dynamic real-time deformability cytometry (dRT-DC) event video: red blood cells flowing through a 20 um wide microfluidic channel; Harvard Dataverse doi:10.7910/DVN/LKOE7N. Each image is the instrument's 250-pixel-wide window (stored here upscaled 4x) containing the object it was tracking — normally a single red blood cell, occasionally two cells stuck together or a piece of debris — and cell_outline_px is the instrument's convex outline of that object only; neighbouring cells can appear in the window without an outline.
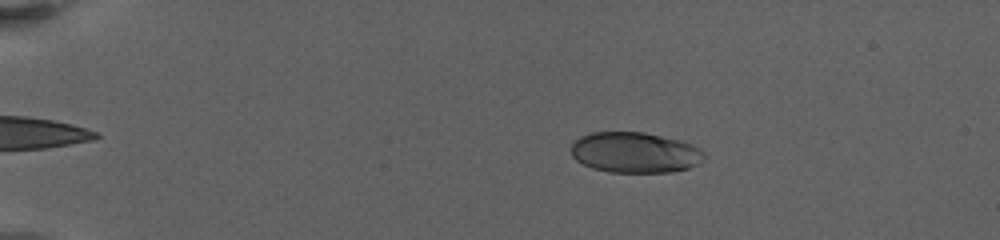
{"species": "human", "species_latin": "Homo sapiens", "temperature_condition": "warm", "stored_images_in_passage": 89, "camera_frame_rate_fps": 3000, "um_per_image_px": 0.085, "donor": {"sex": "female"}, "frame": {"image": 1, "passage_image": 27, "time_ms": 4.667, "image_size_px": [1000, 240], "cell_outline_px": [[704, 156], [696, 164], [688, 168], [672, 172], [612, 172], [592, 168], [576, 160], [572, 156], [572, 144], [580, 136], [592, 132], [644, 132], [680, 140], [692, 144], [700, 148]], "centroid_in_image_um": [53.95, 12.95], "position_along_channel_um": 31.0, "area_um2": 31.33}}
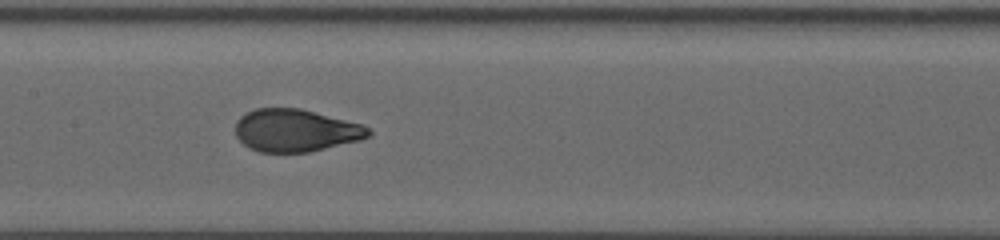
{"frame": {"image": 2, "passage_image": 67, "time_ms": 12.333, "image_size_px": [1000, 240], "cell_outline_px": [[372, 132], [368, 136], [360, 140], [308, 152], [260, 152], [244, 144], [236, 136], [236, 120], [244, 112], [256, 108], [300, 108], [360, 124], [368, 128]], "centroid_in_image_um": [25.09, 11.08], "position_along_channel_um": 182.3, "area_um2": 32.71}}
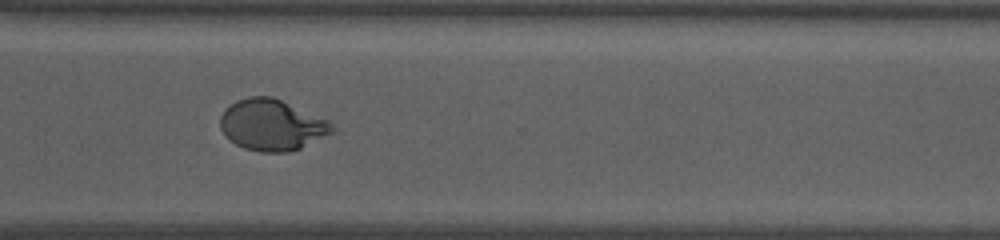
{"frame": {"image": 3, "passage_image": 88, "time_ms": 17.667, "image_size_px": [1000, 240], "cell_outline_px": [[332, 132], [300, 148], [288, 152], [260, 152], [244, 148], [236, 144], [224, 136], [220, 128], [220, 116], [236, 100], [248, 96], [272, 96], [332, 120]], "centroid_in_image_um": [23.11, 10.61], "position_along_channel_um": 347.5, "area_um2": 33.41}}